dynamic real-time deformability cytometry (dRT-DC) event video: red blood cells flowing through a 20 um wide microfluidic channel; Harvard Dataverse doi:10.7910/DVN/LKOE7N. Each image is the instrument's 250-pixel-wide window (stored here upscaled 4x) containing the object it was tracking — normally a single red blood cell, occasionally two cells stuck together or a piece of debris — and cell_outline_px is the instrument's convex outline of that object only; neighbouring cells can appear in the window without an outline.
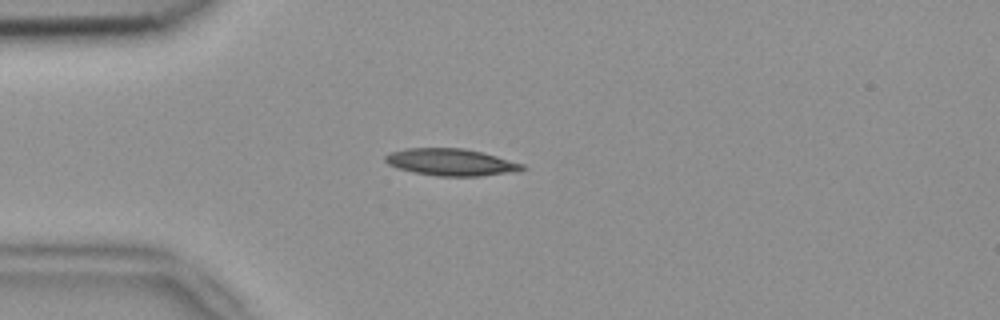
{"species": "common noctule bat (a hibernating species)", "species_latin": "Nyctalus noctula", "temperature_condition": "room temperature", "stored_images_in_passage": 40, "camera_frame_rate_fps": 3000, "um_per_image_px": 0.085, "animal": {"sex": "female", "body_mass_g": 18.4}, "frame": {"image": 1, "passage_image": 1, "time_ms": 0.0, "image_size_px": [1000, 320], "cell_outline_px": [[528, 168], [516, 172], [480, 176], [436, 176], [412, 172], [388, 164], [384, 160], [384, 156], [392, 152], [404, 148], [464, 148], [496, 156], [524, 164]], "centroid_in_image_um": [38.36, 13.79], "position_along_channel_um": 46.6, "area_um2": 21.56}}
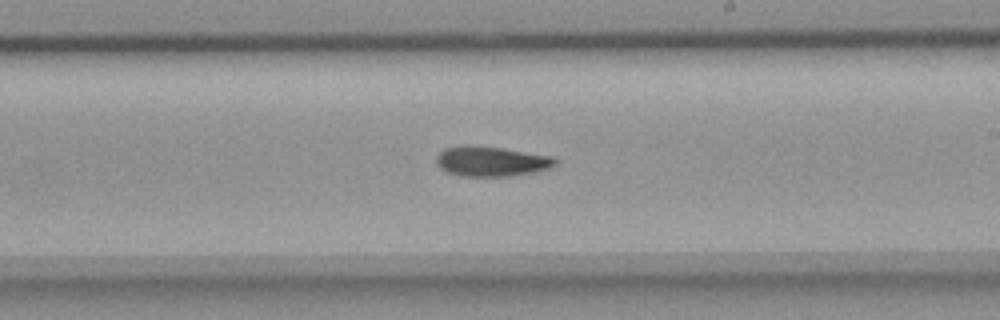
{"frame": {"image": 2, "passage_image": 18, "time_ms": 5.667, "image_size_px": [1000, 320], "cell_outline_px": [[556, 164], [548, 168], [532, 172], [508, 176], [464, 176], [448, 172], [440, 168], [436, 164], [436, 156], [444, 148], [464, 144], [468, 144], [500, 148], [552, 156], [556, 160]], "centroid_in_image_um": [41.7, 13.7], "position_along_channel_um": 247.3, "area_um2": 20.63}}
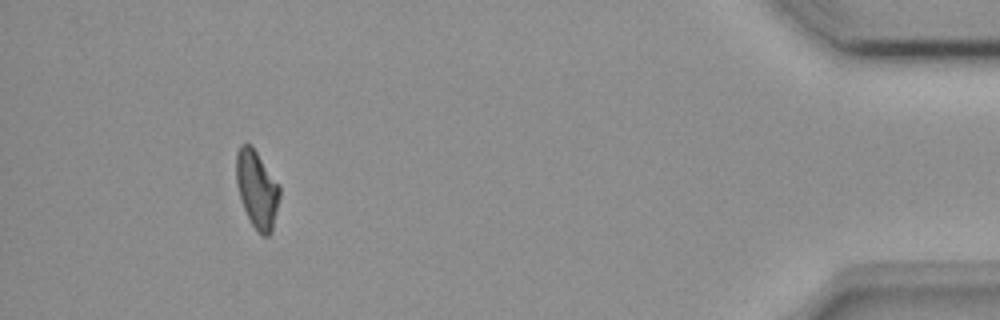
{"frame": {"image": 3, "passage_image": 36, "time_ms": 11.667, "image_size_px": [1000, 320], "cell_outline_px": [[280, 196], [272, 232], [268, 236], [264, 236], [252, 224], [244, 208], [236, 184], [236, 152], [240, 144], [252, 144], [280, 184]], "centroid_in_image_um": [21.85, 16.03], "position_along_channel_um": 413.3, "area_um2": 19.77}, "authors_computed_cell_mechanics": {"area_um2": 20.4323, "velocity_mm_per_s": 3.8305, "shape_relaxation_time_tau1_ms": 6.8906, "shape_relaxation_time_tau2_ms": null, "deformation_change_tau1": 0.1776, "deformation_change_tau2": null}}